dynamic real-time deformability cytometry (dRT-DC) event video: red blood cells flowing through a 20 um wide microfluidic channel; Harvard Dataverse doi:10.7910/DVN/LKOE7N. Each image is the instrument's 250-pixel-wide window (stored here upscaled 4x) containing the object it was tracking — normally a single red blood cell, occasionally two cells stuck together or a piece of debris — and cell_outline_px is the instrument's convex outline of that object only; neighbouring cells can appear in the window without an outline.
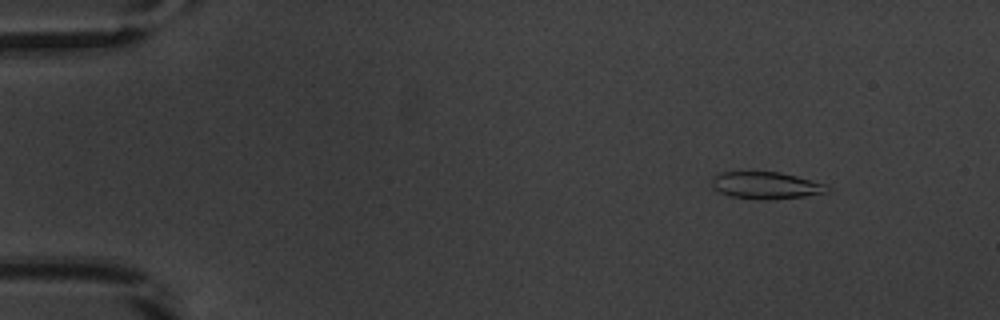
{"species": "common noctule bat (a hibernating species)", "species_latin": "Nyctalus noctula", "temperature_condition": "warm", "stored_images_in_passage": 53, "camera_frame_rate_fps": 3000, "um_per_image_px": 0.085, "animal": {"sex": "male", "body_mass_g": 20.1, "forearm_length_mm": 53.5}, "frame": {"image": 1, "passage_image": 7, "time_ms": 2.0, "image_size_px": [1000, 320], "cell_outline_px": [[832, 188], [828, 192], [804, 196], [776, 200], [760, 200], [732, 196], [720, 192], [712, 188], [712, 176], [720, 172], [780, 172], [796, 176], [824, 184]], "centroid_in_image_um": [65.1, 15.77], "position_along_channel_um": 19.9, "area_um2": 18.26}}
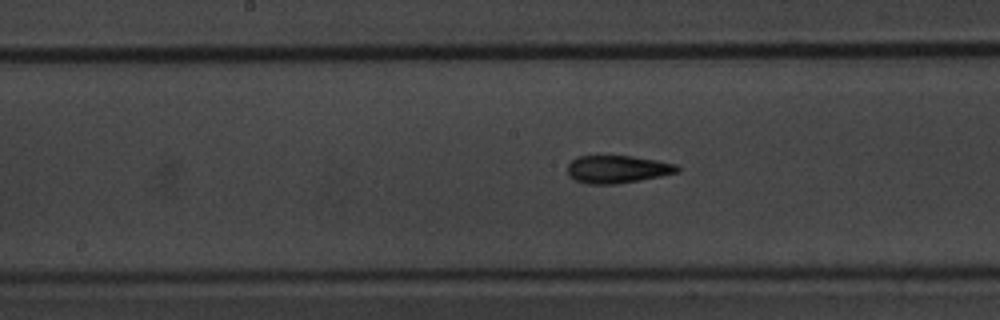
{"frame": {"image": 2, "passage_image": 28, "time_ms": 9.0, "image_size_px": [1000, 320], "cell_outline_px": [[680, 172], [640, 180], [616, 184], [588, 184], [576, 180], [568, 176], [568, 164], [576, 156], [632, 156], [656, 160], [676, 164], [680, 168]], "centroid_in_image_um": [52.48, 14.38], "position_along_channel_um": 195.7, "area_um2": 17.74}}
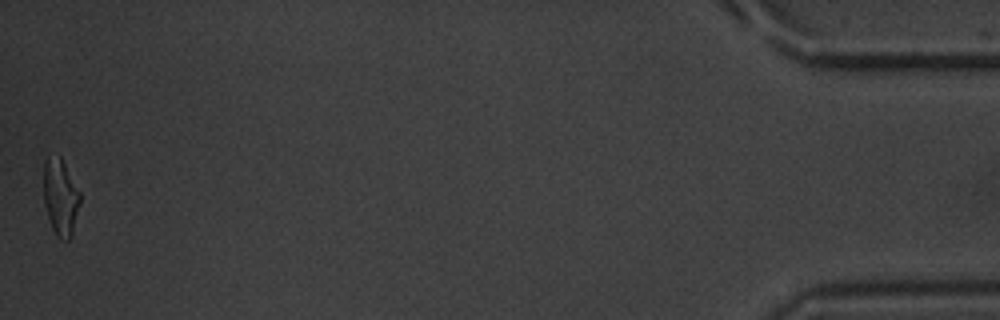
{"frame": {"image": 3, "passage_image": 53, "time_ms": 17.333, "image_size_px": [1000, 320], "cell_outline_px": [[80, 204], [72, 236], [68, 240], [60, 240], [56, 236], [52, 228], [44, 204], [44, 160], [48, 156], [60, 156], [80, 192]], "centroid_in_image_um": [5.15, 16.79], "position_along_channel_um": 430.1, "area_um2": 16.3}, "authors_computed_cell_mechanics": {"area_um2": 17.6868, "velocity_mm_per_s": 3.8944, "shape_relaxation_time_tau1_ms": 5.4487, "shape_relaxation_time_tau2_ms": 2.5089, "deformation_change_tau1": 0.1831, "deformation_change_tau2": 0.1053}}